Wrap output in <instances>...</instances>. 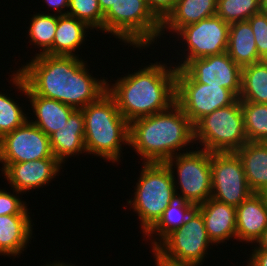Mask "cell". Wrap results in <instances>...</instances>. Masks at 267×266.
Listing matches in <instances>:
<instances>
[{
  "label": "cell",
  "mask_w": 267,
  "mask_h": 266,
  "mask_svg": "<svg viewBox=\"0 0 267 266\" xmlns=\"http://www.w3.org/2000/svg\"><path fill=\"white\" fill-rule=\"evenodd\" d=\"M235 153L242 161L250 189L262 194L267 189V142L248 141Z\"/></svg>",
  "instance_id": "7402d4cb"
},
{
  "label": "cell",
  "mask_w": 267,
  "mask_h": 266,
  "mask_svg": "<svg viewBox=\"0 0 267 266\" xmlns=\"http://www.w3.org/2000/svg\"><path fill=\"white\" fill-rule=\"evenodd\" d=\"M212 244L203 216L195 208L183 226L169 233L155 249L167 259L199 266L203 264L207 249Z\"/></svg>",
  "instance_id": "30bf717a"
},
{
  "label": "cell",
  "mask_w": 267,
  "mask_h": 266,
  "mask_svg": "<svg viewBox=\"0 0 267 266\" xmlns=\"http://www.w3.org/2000/svg\"><path fill=\"white\" fill-rule=\"evenodd\" d=\"M44 3H47V6L53 8V12H56V15H66V12L64 11L66 9L68 11L69 0H45Z\"/></svg>",
  "instance_id": "8d00e7d4"
},
{
  "label": "cell",
  "mask_w": 267,
  "mask_h": 266,
  "mask_svg": "<svg viewBox=\"0 0 267 266\" xmlns=\"http://www.w3.org/2000/svg\"><path fill=\"white\" fill-rule=\"evenodd\" d=\"M103 31L126 45L143 49L161 38V21L146 0H116L104 14Z\"/></svg>",
  "instance_id": "8992f818"
},
{
  "label": "cell",
  "mask_w": 267,
  "mask_h": 266,
  "mask_svg": "<svg viewBox=\"0 0 267 266\" xmlns=\"http://www.w3.org/2000/svg\"><path fill=\"white\" fill-rule=\"evenodd\" d=\"M171 66L156 61L112 85L107 81V92L129 123L165 111L175 103L177 68Z\"/></svg>",
  "instance_id": "7a4b0ae2"
},
{
  "label": "cell",
  "mask_w": 267,
  "mask_h": 266,
  "mask_svg": "<svg viewBox=\"0 0 267 266\" xmlns=\"http://www.w3.org/2000/svg\"><path fill=\"white\" fill-rule=\"evenodd\" d=\"M194 140L211 153L236 152L246 144L241 101L237 99L201 118L194 125Z\"/></svg>",
  "instance_id": "52a82bcc"
},
{
  "label": "cell",
  "mask_w": 267,
  "mask_h": 266,
  "mask_svg": "<svg viewBox=\"0 0 267 266\" xmlns=\"http://www.w3.org/2000/svg\"><path fill=\"white\" fill-rule=\"evenodd\" d=\"M195 208L196 206L190 202L179 198L175 199L165 209L158 222L145 234V236H148V239L150 237L153 238V241L149 239L152 244L151 247L155 248L169 233L181 228ZM153 234H156L155 236L158 237H155Z\"/></svg>",
  "instance_id": "d4e9b609"
},
{
  "label": "cell",
  "mask_w": 267,
  "mask_h": 266,
  "mask_svg": "<svg viewBox=\"0 0 267 266\" xmlns=\"http://www.w3.org/2000/svg\"><path fill=\"white\" fill-rule=\"evenodd\" d=\"M226 52L241 68L263 60L258 55L254 33L248 21L230 24Z\"/></svg>",
  "instance_id": "cb8c5ba5"
},
{
  "label": "cell",
  "mask_w": 267,
  "mask_h": 266,
  "mask_svg": "<svg viewBox=\"0 0 267 266\" xmlns=\"http://www.w3.org/2000/svg\"><path fill=\"white\" fill-rule=\"evenodd\" d=\"M194 141V125L176 103L129 123L128 146L141 156V161L144 159L143 163H164Z\"/></svg>",
  "instance_id": "3957f363"
},
{
  "label": "cell",
  "mask_w": 267,
  "mask_h": 266,
  "mask_svg": "<svg viewBox=\"0 0 267 266\" xmlns=\"http://www.w3.org/2000/svg\"><path fill=\"white\" fill-rule=\"evenodd\" d=\"M230 24L224 22L218 15H214L199 22L182 27L178 32V41L186 44L183 54L184 58L174 65L176 68H183L190 60L203 58L211 55L226 52L228 46ZM186 49V50H185ZM185 51H188L185 53Z\"/></svg>",
  "instance_id": "8fae6325"
},
{
  "label": "cell",
  "mask_w": 267,
  "mask_h": 266,
  "mask_svg": "<svg viewBox=\"0 0 267 266\" xmlns=\"http://www.w3.org/2000/svg\"><path fill=\"white\" fill-rule=\"evenodd\" d=\"M45 266H75V265H73V264L71 265V264H68V263L67 264L63 263V261L62 262H60V261L57 262V260H56L50 265L47 263Z\"/></svg>",
  "instance_id": "ab89813d"
},
{
  "label": "cell",
  "mask_w": 267,
  "mask_h": 266,
  "mask_svg": "<svg viewBox=\"0 0 267 266\" xmlns=\"http://www.w3.org/2000/svg\"><path fill=\"white\" fill-rule=\"evenodd\" d=\"M116 0H98L99 7L103 14H105Z\"/></svg>",
  "instance_id": "f35d334b"
},
{
  "label": "cell",
  "mask_w": 267,
  "mask_h": 266,
  "mask_svg": "<svg viewBox=\"0 0 267 266\" xmlns=\"http://www.w3.org/2000/svg\"><path fill=\"white\" fill-rule=\"evenodd\" d=\"M247 21L254 33L258 55L264 60L267 57V13L260 11Z\"/></svg>",
  "instance_id": "1f68e13d"
},
{
  "label": "cell",
  "mask_w": 267,
  "mask_h": 266,
  "mask_svg": "<svg viewBox=\"0 0 267 266\" xmlns=\"http://www.w3.org/2000/svg\"><path fill=\"white\" fill-rule=\"evenodd\" d=\"M262 195L264 196L266 204H267V189L262 193Z\"/></svg>",
  "instance_id": "b9f144b4"
},
{
  "label": "cell",
  "mask_w": 267,
  "mask_h": 266,
  "mask_svg": "<svg viewBox=\"0 0 267 266\" xmlns=\"http://www.w3.org/2000/svg\"><path fill=\"white\" fill-rule=\"evenodd\" d=\"M30 27L28 28V36L35 46L41 47V51L35 55L45 54L52 46L55 38V31L57 27V15L46 14L41 12L36 13L30 20Z\"/></svg>",
  "instance_id": "83f0119b"
},
{
  "label": "cell",
  "mask_w": 267,
  "mask_h": 266,
  "mask_svg": "<svg viewBox=\"0 0 267 266\" xmlns=\"http://www.w3.org/2000/svg\"><path fill=\"white\" fill-rule=\"evenodd\" d=\"M246 266H267V250L252 249Z\"/></svg>",
  "instance_id": "e575fe53"
},
{
  "label": "cell",
  "mask_w": 267,
  "mask_h": 266,
  "mask_svg": "<svg viewBox=\"0 0 267 266\" xmlns=\"http://www.w3.org/2000/svg\"><path fill=\"white\" fill-rule=\"evenodd\" d=\"M260 11V0H217L216 15L229 24L247 21Z\"/></svg>",
  "instance_id": "f1b7e54d"
},
{
  "label": "cell",
  "mask_w": 267,
  "mask_h": 266,
  "mask_svg": "<svg viewBox=\"0 0 267 266\" xmlns=\"http://www.w3.org/2000/svg\"><path fill=\"white\" fill-rule=\"evenodd\" d=\"M89 28L84 22L68 14L57 15V27L53 46L45 53L53 56H79L76 48L84 44L86 30Z\"/></svg>",
  "instance_id": "603a6c76"
},
{
  "label": "cell",
  "mask_w": 267,
  "mask_h": 266,
  "mask_svg": "<svg viewBox=\"0 0 267 266\" xmlns=\"http://www.w3.org/2000/svg\"><path fill=\"white\" fill-rule=\"evenodd\" d=\"M237 99L224 87L197 83L183 68L176 69L175 103L193 125L216 109L233 104Z\"/></svg>",
  "instance_id": "9c48e42d"
},
{
  "label": "cell",
  "mask_w": 267,
  "mask_h": 266,
  "mask_svg": "<svg viewBox=\"0 0 267 266\" xmlns=\"http://www.w3.org/2000/svg\"><path fill=\"white\" fill-rule=\"evenodd\" d=\"M201 212L209 239L216 246L229 239H236V207L209 198L196 206Z\"/></svg>",
  "instance_id": "ac0fdd59"
},
{
  "label": "cell",
  "mask_w": 267,
  "mask_h": 266,
  "mask_svg": "<svg viewBox=\"0 0 267 266\" xmlns=\"http://www.w3.org/2000/svg\"><path fill=\"white\" fill-rule=\"evenodd\" d=\"M260 8L262 12L267 13V0H260Z\"/></svg>",
  "instance_id": "60d3db41"
},
{
  "label": "cell",
  "mask_w": 267,
  "mask_h": 266,
  "mask_svg": "<svg viewBox=\"0 0 267 266\" xmlns=\"http://www.w3.org/2000/svg\"><path fill=\"white\" fill-rule=\"evenodd\" d=\"M183 69L197 83L224 87L240 96L242 68L227 52L190 60Z\"/></svg>",
  "instance_id": "5bb4252c"
},
{
  "label": "cell",
  "mask_w": 267,
  "mask_h": 266,
  "mask_svg": "<svg viewBox=\"0 0 267 266\" xmlns=\"http://www.w3.org/2000/svg\"><path fill=\"white\" fill-rule=\"evenodd\" d=\"M248 141L267 142V104L241 101Z\"/></svg>",
  "instance_id": "4316f807"
},
{
  "label": "cell",
  "mask_w": 267,
  "mask_h": 266,
  "mask_svg": "<svg viewBox=\"0 0 267 266\" xmlns=\"http://www.w3.org/2000/svg\"><path fill=\"white\" fill-rule=\"evenodd\" d=\"M255 245L256 247L252 246L254 249H266L267 250V227L263 231L262 236L257 240Z\"/></svg>",
  "instance_id": "74e56055"
},
{
  "label": "cell",
  "mask_w": 267,
  "mask_h": 266,
  "mask_svg": "<svg viewBox=\"0 0 267 266\" xmlns=\"http://www.w3.org/2000/svg\"><path fill=\"white\" fill-rule=\"evenodd\" d=\"M240 101L267 104V61L242 68Z\"/></svg>",
  "instance_id": "484cf974"
},
{
  "label": "cell",
  "mask_w": 267,
  "mask_h": 266,
  "mask_svg": "<svg viewBox=\"0 0 267 266\" xmlns=\"http://www.w3.org/2000/svg\"><path fill=\"white\" fill-rule=\"evenodd\" d=\"M11 78L12 85H15V88L19 89L20 92L22 91L30 101L33 115L36 116L35 121L31 120L30 122L41 129L48 137L58 129H61L70 115L76 110L60 101L35 95L27 87L23 76L16 70Z\"/></svg>",
  "instance_id": "9a60e30c"
},
{
  "label": "cell",
  "mask_w": 267,
  "mask_h": 266,
  "mask_svg": "<svg viewBox=\"0 0 267 266\" xmlns=\"http://www.w3.org/2000/svg\"><path fill=\"white\" fill-rule=\"evenodd\" d=\"M154 258H155V265L156 266H193L190 264L182 263L173 261L171 259L165 258L159 251H157L155 248L152 249Z\"/></svg>",
  "instance_id": "d590c367"
},
{
  "label": "cell",
  "mask_w": 267,
  "mask_h": 266,
  "mask_svg": "<svg viewBox=\"0 0 267 266\" xmlns=\"http://www.w3.org/2000/svg\"><path fill=\"white\" fill-rule=\"evenodd\" d=\"M197 148L196 146L195 151L194 149L187 151L186 148V152H179L178 155L164 162L173 176L177 198L195 206L206 202L212 192L211 152ZM175 170L177 171L176 175L178 174L177 180ZM178 189L181 190L180 193L177 191Z\"/></svg>",
  "instance_id": "ba28073f"
},
{
  "label": "cell",
  "mask_w": 267,
  "mask_h": 266,
  "mask_svg": "<svg viewBox=\"0 0 267 266\" xmlns=\"http://www.w3.org/2000/svg\"><path fill=\"white\" fill-rule=\"evenodd\" d=\"M153 14L162 22L174 9L177 0H146Z\"/></svg>",
  "instance_id": "836d02e7"
},
{
  "label": "cell",
  "mask_w": 267,
  "mask_h": 266,
  "mask_svg": "<svg viewBox=\"0 0 267 266\" xmlns=\"http://www.w3.org/2000/svg\"><path fill=\"white\" fill-rule=\"evenodd\" d=\"M211 182V198L235 207L253 194L235 152L211 153Z\"/></svg>",
  "instance_id": "7c38bea8"
},
{
  "label": "cell",
  "mask_w": 267,
  "mask_h": 266,
  "mask_svg": "<svg viewBox=\"0 0 267 266\" xmlns=\"http://www.w3.org/2000/svg\"><path fill=\"white\" fill-rule=\"evenodd\" d=\"M84 117V145L87 154L117 163L122 145H129V122L106 91L96 101L81 109Z\"/></svg>",
  "instance_id": "277c9868"
},
{
  "label": "cell",
  "mask_w": 267,
  "mask_h": 266,
  "mask_svg": "<svg viewBox=\"0 0 267 266\" xmlns=\"http://www.w3.org/2000/svg\"><path fill=\"white\" fill-rule=\"evenodd\" d=\"M217 0H177L174 9L161 22V32L176 33L184 26L216 15Z\"/></svg>",
  "instance_id": "44dd1931"
},
{
  "label": "cell",
  "mask_w": 267,
  "mask_h": 266,
  "mask_svg": "<svg viewBox=\"0 0 267 266\" xmlns=\"http://www.w3.org/2000/svg\"><path fill=\"white\" fill-rule=\"evenodd\" d=\"M18 194L21 192L13 189V194H11L0 188V215L30 214L27 202L22 201Z\"/></svg>",
  "instance_id": "d6a6232c"
},
{
  "label": "cell",
  "mask_w": 267,
  "mask_h": 266,
  "mask_svg": "<svg viewBox=\"0 0 267 266\" xmlns=\"http://www.w3.org/2000/svg\"><path fill=\"white\" fill-rule=\"evenodd\" d=\"M84 117L82 110H75L66 124L49 136L53 156L63 165L69 157L86 153L84 145Z\"/></svg>",
  "instance_id": "d6986e66"
},
{
  "label": "cell",
  "mask_w": 267,
  "mask_h": 266,
  "mask_svg": "<svg viewBox=\"0 0 267 266\" xmlns=\"http://www.w3.org/2000/svg\"><path fill=\"white\" fill-rule=\"evenodd\" d=\"M79 56L35 55L17 71L35 94L81 110L107 91L103 77H92Z\"/></svg>",
  "instance_id": "6da1fadb"
},
{
  "label": "cell",
  "mask_w": 267,
  "mask_h": 266,
  "mask_svg": "<svg viewBox=\"0 0 267 266\" xmlns=\"http://www.w3.org/2000/svg\"><path fill=\"white\" fill-rule=\"evenodd\" d=\"M56 158H44L22 163H10L3 171L4 178L11 187L24 194L30 190L46 186L54 180L62 168Z\"/></svg>",
  "instance_id": "2e32d148"
},
{
  "label": "cell",
  "mask_w": 267,
  "mask_h": 266,
  "mask_svg": "<svg viewBox=\"0 0 267 266\" xmlns=\"http://www.w3.org/2000/svg\"><path fill=\"white\" fill-rule=\"evenodd\" d=\"M55 158L49 137L28 119L22 126L0 138V163L3 171L10 163Z\"/></svg>",
  "instance_id": "4fadbf2b"
},
{
  "label": "cell",
  "mask_w": 267,
  "mask_h": 266,
  "mask_svg": "<svg viewBox=\"0 0 267 266\" xmlns=\"http://www.w3.org/2000/svg\"><path fill=\"white\" fill-rule=\"evenodd\" d=\"M136 182L134 199L127 201L138 214L145 235L161 218L165 209L177 199L173 176L165 163H144ZM133 199V200H132Z\"/></svg>",
  "instance_id": "5b68a950"
},
{
  "label": "cell",
  "mask_w": 267,
  "mask_h": 266,
  "mask_svg": "<svg viewBox=\"0 0 267 266\" xmlns=\"http://www.w3.org/2000/svg\"><path fill=\"white\" fill-rule=\"evenodd\" d=\"M19 105L14 99L0 92V138L22 126L30 118Z\"/></svg>",
  "instance_id": "4dcf8cb0"
},
{
  "label": "cell",
  "mask_w": 267,
  "mask_h": 266,
  "mask_svg": "<svg viewBox=\"0 0 267 266\" xmlns=\"http://www.w3.org/2000/svg\"><path fill=\"white\" fill-rule=\"evenodd\" d=\"M68 11L66 14L84 22L89 28L102 30L103 19L98 0H69Z\"/></svg>",
  "instance_id": "f546056e"
},
{
  "label": "cell",
  "mask_w": 267,
  "mask_h": 266,
  "mask_svg": "<svg viewBox=\"0 0 267 266\" xmlns=\"http://www.w3.org/2000/svg\"><path fill=\"white\" fill-rule=\"evenodd\" d=\"M29 214L0 215V255L18 257L33 235Z\"/></svg>",
  "instance_id": "ffe728a7"
},
{
  "label": "cell",
  "mask_w": 267,
  "mask_h": 266,
  "mask_svg": "<svg viewBox=\"0 0 267 266\" xmlns=\"http://www.w3.org/2000/svg\"><path fill=\"white\" fill-rule=\"evenodd\" d=\"M266 227L265 198L262 194L253 193L236 207V240L254 244L262 236Z\"/></svg>",
  "instance_id": "e0dca14e"
}]
</instances>
